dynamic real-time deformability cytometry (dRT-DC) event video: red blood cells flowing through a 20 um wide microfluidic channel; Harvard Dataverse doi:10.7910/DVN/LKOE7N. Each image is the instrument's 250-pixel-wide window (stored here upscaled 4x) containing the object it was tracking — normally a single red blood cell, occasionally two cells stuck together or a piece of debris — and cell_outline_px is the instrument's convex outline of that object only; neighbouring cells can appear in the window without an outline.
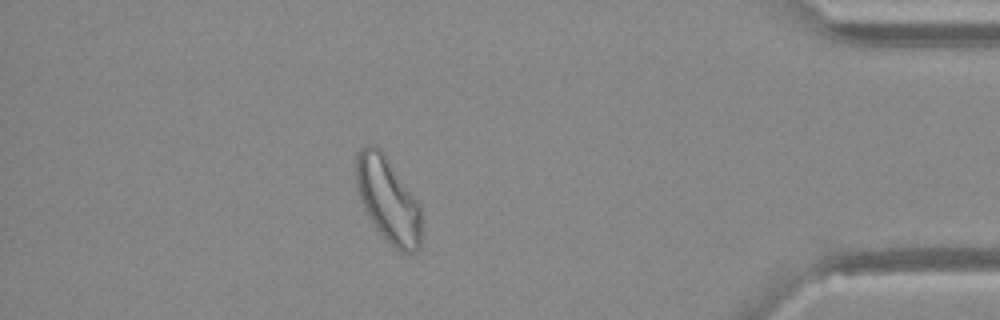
{"species": "Egyptian fruit bat (a non-hibernating species)", "species_latin": "Rousettus aegyptiacus", "temperature_condition": "warm", "stored_images_in_passage": 43, "camera_frame_rate_fps": 3000, "um_per_image_px": 0.085, "animal": {"sex": "female"}, "frame": {"image": 1, "passage_image": 42, "time_ms": 13.667, "image_size_px": [1000, 320], "cell_outline_px": [[420, 248], [416, 252], [400, 252], [384, 240], [364, 208], [356, 184], [356, 152], [364, 144], [372, 144], [380, 148], [384, 152], [420, 204]], "centroid_in_image_um": [32.97, 16.96], "position_along_channel_um": 402.2, "area_um2": 32.54}}